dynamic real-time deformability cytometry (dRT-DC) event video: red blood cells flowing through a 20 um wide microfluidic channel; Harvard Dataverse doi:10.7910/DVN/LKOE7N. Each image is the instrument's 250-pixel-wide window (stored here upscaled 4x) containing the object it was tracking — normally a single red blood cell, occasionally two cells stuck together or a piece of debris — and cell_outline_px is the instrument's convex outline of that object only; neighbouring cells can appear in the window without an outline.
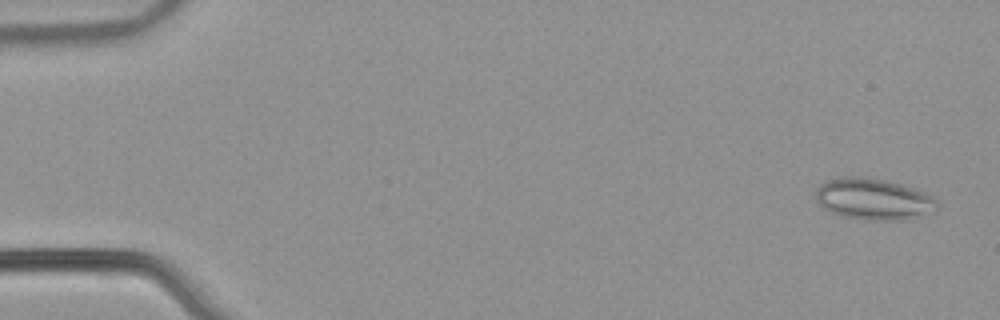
{"species": "common noctule bat (a hibernating species)", "species_latin": "Nyctalus noctula", "temperature_condition": "warm", "stored_images_in_passage": 53, "camera_frame_rate_fps": 3000, "um_per_image_px": 0.085, "animal": {"sex": "male", "body_mass_g": 21.5, "forearm_length_mm": 52.0}, "frame": {"image": 1, "passage_image": 2, "time_ms": 0.333, "image_size_px": [1000, 320], "cell_outline_px": [[936, 208], [908, 216], [888, 220], [868, 220], [844, 216], [832, 212], [824, 208], [820, 204], [816, 196], [816, 188], [824, 180], [840, 176], [884, 180], [900, 184], [924, 192], [932, 196], [936, 200]], "centroid_in_image_um": [74.12, 16.89], "position_along_channel_um": 10.9, "area_um2": 28.03}}
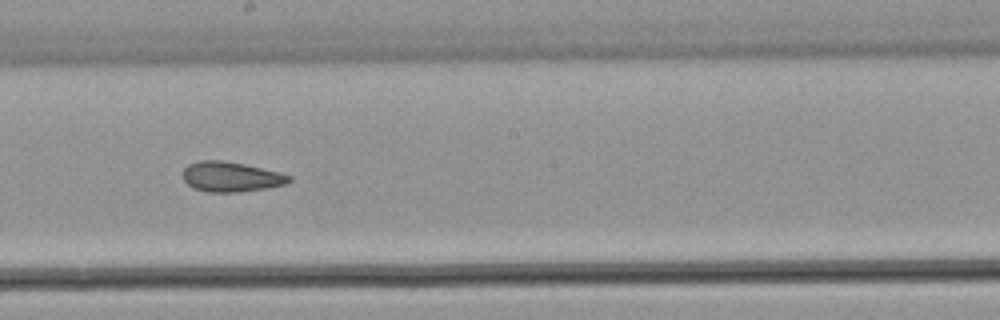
{"frame": {"image": 2, "passage_image": 30, "time_ms": 9.667, "image_size_px": [1000, 320], "cell_outline_px": [[292, 180], [284, 184], [264, 188], [236, 192], [212, 192], [192, 188], [184, 180], [184, 168], [188, 164], [200, 160], [220, 160], [244, 164], [280, 172], [292, 176]], "centroid_in_image_um": [19.63, 15.02], "position_along_channel_um": 228.6, "area_um2": 18.38}}
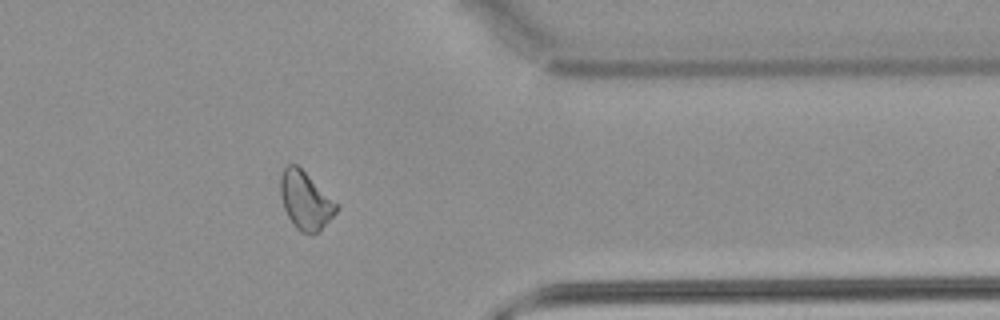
{"frame": {"image": 3, "passage_image": 43, "time_ms": 14.0, "image_size_px": [1000, 320], "cell_outline_px": [[336, 212], [320, 232], [300, 232], [292, 224], [284, 208], [280, 192], [280, 180], [284, 168], [288, 164], [296, 164], [336, 204]], "centroid_in_image_um": [25.92, 17.07], "position_along_channel_um": 385.5, "area_um2": 18.15}, "authors_computed_cell_mechanics": {"area_um2": 19.4208, "velocity_mm_per_s": 3.8983, "shape_relaxation_time_tau1_ms": null, "shape_relaxation_time_tau2_ms": 3.096, "deformation_change_tau1": null, "deformation_change_tau2": 0.1007}}